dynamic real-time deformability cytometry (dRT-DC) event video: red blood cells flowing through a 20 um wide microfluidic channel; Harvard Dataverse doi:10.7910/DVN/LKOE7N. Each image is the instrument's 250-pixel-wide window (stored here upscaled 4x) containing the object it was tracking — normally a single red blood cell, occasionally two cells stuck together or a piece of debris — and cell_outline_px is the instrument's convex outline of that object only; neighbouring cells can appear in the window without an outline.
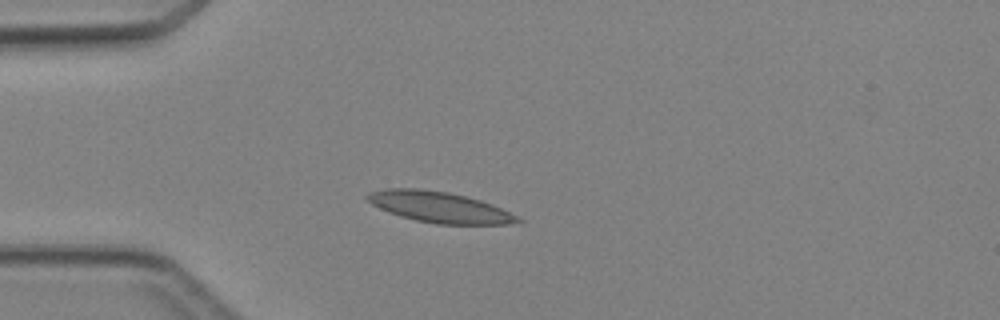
{"species": "Egyptian fruit bat (a non-hibernating species)", "species_latin": "Rousettus aegyptiacus", "temperature_condition": "cold", "stored_images_in_passage": 2, "camera_frame_rate_fps": 3000, "um_per_image_px": 0.085, "animal": {"sex": "female"}, "frame": {"image": 1, "passage_image": 2, "time_ms": 2.0, "image_size_px": [1000, 320], "cell_outline_px": [[524, 220], [508, 224], [436, 224], [416, 220], [400, 216], [388, 212], [372, 204], [364, 196], [368, 192], [388, 188], [416, 188], [448, 192], [480, 200], [492, 204]], "centroid_in_image_um": [37.3, 17.6], "position_along_channel_um": 47.7, "area_um2": 26.76}}